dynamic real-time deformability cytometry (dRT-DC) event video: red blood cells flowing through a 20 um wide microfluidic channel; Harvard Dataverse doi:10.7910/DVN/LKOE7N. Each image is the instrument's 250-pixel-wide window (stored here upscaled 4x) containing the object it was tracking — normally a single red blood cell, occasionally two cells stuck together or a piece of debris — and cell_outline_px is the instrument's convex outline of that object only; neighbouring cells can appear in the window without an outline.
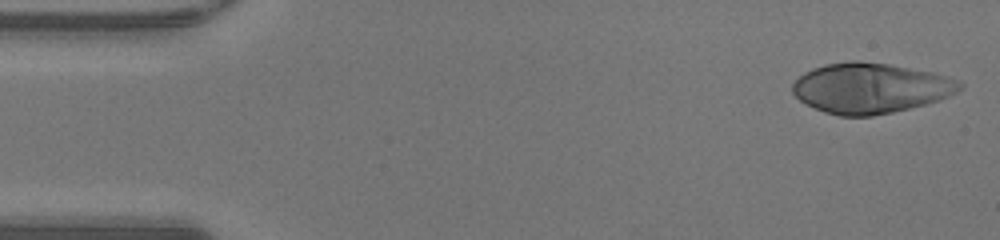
{"species": "human", "species_latin": "Homo sapiens", "temperature_condition": "warm", "stored_images_in_passage": 45, "camera_frame_rate_fps": 3000, "um_per_image_px": 0.085, "donor": {"sex": "male"}, "frame": {"image": 1, "passage_image": 1, "time_ms": 0.0, "image_size_px": [1000, 240], "cell_outline_px": [[964, 84], [956, 92], [940, 100], [892, 112], [872, 116], [840, 116], [824, 112], [800, 100], [792, 92], [792, 84], [804, 72], [812, 68], [824, 64], [852, 60], [856, 60], [888, 64], [932, 72], [956, 80]], "centroid_in_image_um": [73.96, 7.48], "position_along_channel_um": 11.0, "area_um2": 48.67}}
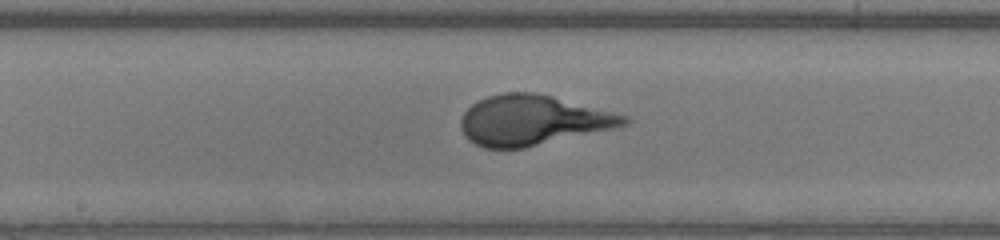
{"frame": {"image": 2, "passage_image": 23, "time_ms": 7.333, "image_size_px": [1000, 240], "cell_outline_px": [[632, 120], [628, 124], [612, 128], [524, 148], [484, 148], [468, 140], [464, 136], [460, 128], [460, 120], [464, 112], [472, 104], [488, 96], [504, 92], [536, 92], [552, 96], [628, 116]], "centroid_in_image_um": [45.23, 10.22], "position_along_channel_um": 203.0, "area_um2": 47.28}}
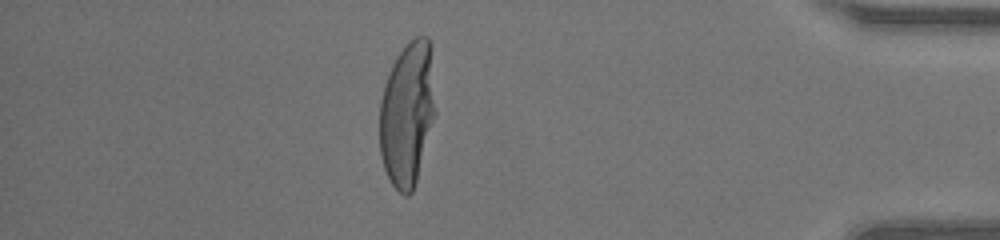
{"frame": {"image": 3, "passage_image": 40, "time_ms": 13.0, "image_size_px": [1000, 240], "cell_outline_px": [[436, 112], [416, 180], [412, 192], [408, 196], [404, 196], [392, 184], [384, 168], [380, 156], [380, 100], [384, 84], [388, 72], [396, 56], [416, 36], [428, 36], [432, 44]], "centroid_in_image_um": [34.64, 9.62], "position_along_channel_um": 400.6, "area_um2": 47.28}, "authors_computed_cell_mechanics": {"area_um2": 46.9914, "velocity_mm_per_s": 4.2955, "shape_relaxation_time_tau1_ms": 4.6976, "shape_relaxation_time_tau2_ms": null, "deformation_change_tau1": 0.3146, "deformation_change_tau2": null}}